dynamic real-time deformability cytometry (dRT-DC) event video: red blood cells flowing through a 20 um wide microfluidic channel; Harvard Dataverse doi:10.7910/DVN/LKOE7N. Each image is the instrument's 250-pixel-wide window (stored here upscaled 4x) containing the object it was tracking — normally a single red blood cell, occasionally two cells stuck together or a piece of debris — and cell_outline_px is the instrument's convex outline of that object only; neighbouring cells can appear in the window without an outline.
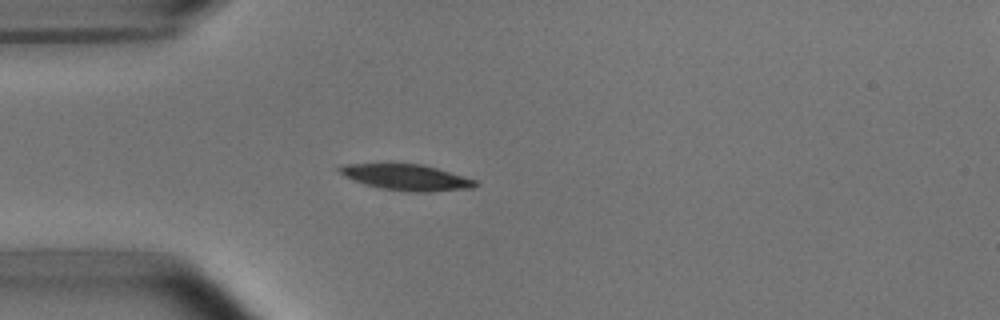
{"species": "common noctule bat (a hibernating species)", "species_latin": "Nyctalus noctula", "temperature_condition": "room temperature", "stored_images_in_passage": 6, "camera_frame_rate_fps": 3000, "um_per_image_px": 0.085, "animal": {"sex": "male", "body_mass_g": 15.6}, "frame": {"image": 1, "passage_image": 5, "time_ms": 4.667, "image_size_px": [1000, 320], "cell_outline_px": [[480, 184], [472, 188], [432, 192], [408, 192], [380, 188], [364, 184], [352, 180], [344, 176], [336, 168], [344, 164], [424, 164], [476, 180]], "centroid_in_image_um": [34.56, 15.08], "position_along_channel_um": 50.4, "area_um2": 20.63}}